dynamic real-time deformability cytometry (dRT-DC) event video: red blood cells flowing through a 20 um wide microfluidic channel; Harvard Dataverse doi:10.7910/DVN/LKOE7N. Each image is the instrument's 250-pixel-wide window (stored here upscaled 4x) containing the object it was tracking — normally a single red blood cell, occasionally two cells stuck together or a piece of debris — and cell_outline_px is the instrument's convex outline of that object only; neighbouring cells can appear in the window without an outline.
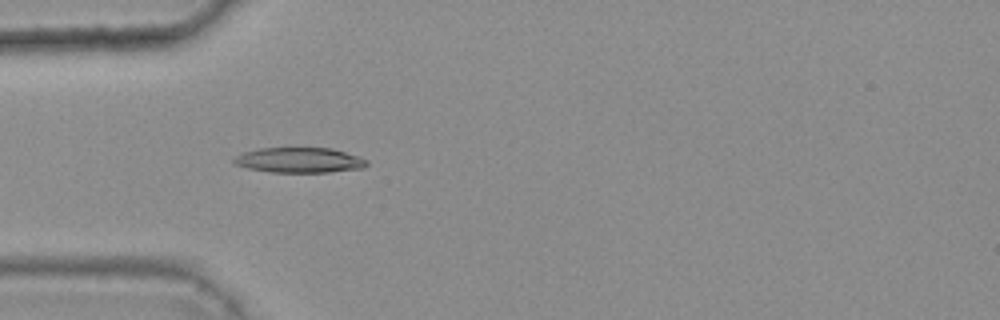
{"species": "common noctule bat (a hibernating species)", "species_latin": "Nyctalus noctula", "temperature_condition": "warm", "stored_images_in_passage": 33, "camera_frame_rate_fps": 3000, "um_per_image_px": 0.085, "animal": {"sex": "female", "body_mass_g": 25.1}, "frame": {"image": 1, "passage_image": 2, "time_ms": 0.333, "image_size_px": [1000, 320], "cell_outline_px": [[368, 164], [364, 168], [328, 172], [272, 172], [248, 168], [236, 164], [232, 160], [236, 156], [244, 152], [260, 148], [332, 148], [360, 156], [368, 160]], "centroid_in_image_um": [25.5, 13.61], "position_along_channel_um": 59.5, "area_um2": 19.48}}
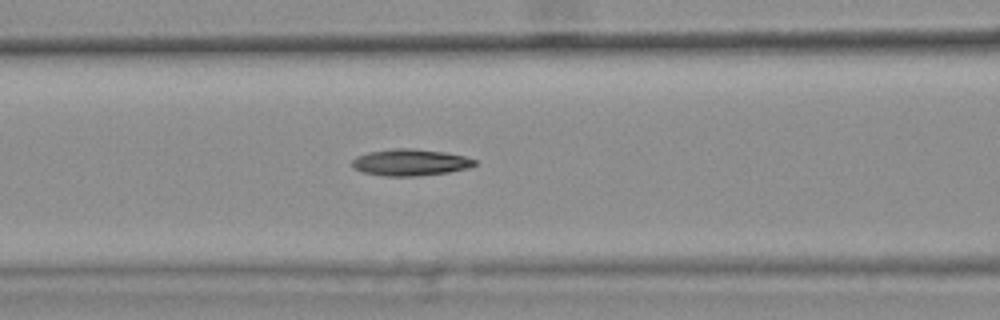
{"frame": {"image": 2, "passage_image": 8, "time_ms": 2.333, "image_size_px": [1000, 320], "cell_outline_px": [[476, 164], [468, 168], [448, 172], [416, 176], [384, 176], [364, 172], [352, 168], [352, 160], [356, 156], [368, 152], [396, 148], [412, 148], [444, 152], [464, 156], [476, 160]], "centroid_in_image_um": [34.85, 13.8], "position_along_channel_um": 131.7, "area_um2": 18.96}}
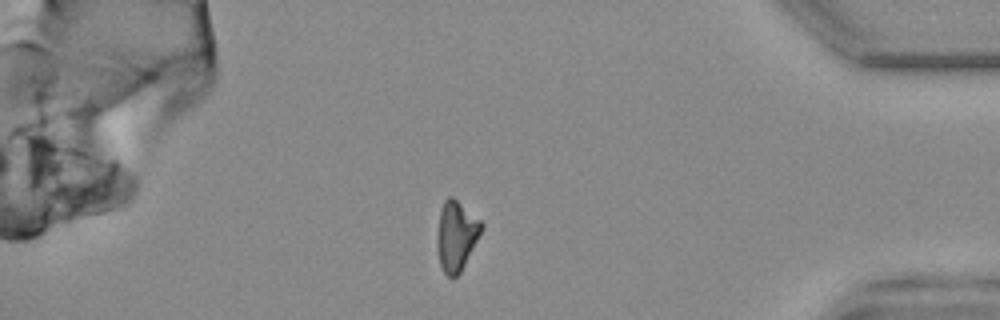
{"frame": {"image": 3, "passage_image": 32, "time_ms": 10.333, "image_size_px": [1000, 320], "cell_outline_px": [[484, 228], [460, 272], [452, 280], [444, 272], [440, 264], [436, 248], [436, 240], [440, 208], [444, 200], [448, 196], [452, 196], [480, 220], [484, 224]], "centroid_in_image_um": [38.77, 20.04], "position_along_channel_um": 396.4, "area_um2": 18.15}, "authors_computed_cell_mechanics": {"area_um2": 18.3804, "velocity_mm_per_s": 3.7126, "shape_relaxation_time_tau1_ms": null, "shape_relaxation_time_tau2_ms": 10.9217, "deformation_change_tau1": null, "deformation_change_tau2": 0.2301}}